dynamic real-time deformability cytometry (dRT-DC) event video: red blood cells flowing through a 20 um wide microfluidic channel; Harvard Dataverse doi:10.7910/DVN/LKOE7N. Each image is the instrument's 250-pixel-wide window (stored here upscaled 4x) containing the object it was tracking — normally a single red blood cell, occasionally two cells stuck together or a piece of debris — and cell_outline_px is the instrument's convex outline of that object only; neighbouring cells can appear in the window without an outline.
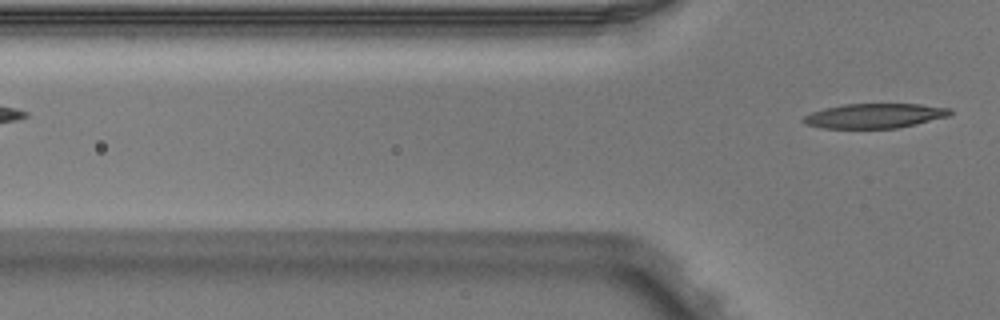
{"species": "Egyptian fruit bat (a non-hibernating species)", "species_latin": "Rousettus aegyptiacus", "temperature_condition": "warm", "stored_images_in_passage": 4, "camera_frame_rate_fps": 3000, "um_per_image_px": 0.085, "animal": {"sex": "male"}, "frame": {"image": 1, "passage_image": 4, "time_ms": 1.0, "image_size_px": [1000, 320], "cell_outline_px": [[952, 112], [948, 116], [916, 124], [896, 128], [820, 128], [804, 124], [800, 120], [804, 116], [812, 112], [824, 108], [844, 104], [920, 104], [952, 108]], "centroid_in_image_um": [74.31, 9.84], "position_along_channel_um": 51.5, "area_um2": 21.15}}